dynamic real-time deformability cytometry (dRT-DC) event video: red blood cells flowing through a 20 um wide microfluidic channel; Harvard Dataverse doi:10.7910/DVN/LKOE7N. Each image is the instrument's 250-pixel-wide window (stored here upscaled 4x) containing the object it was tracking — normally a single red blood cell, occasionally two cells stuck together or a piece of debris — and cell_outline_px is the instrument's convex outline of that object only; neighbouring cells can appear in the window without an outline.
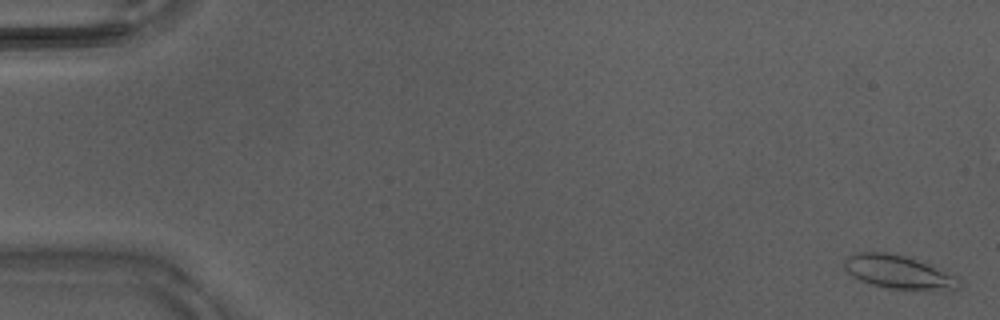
{"species": "Egyptian fruit bat (a non-hibernating species)", "species_latin": "Rousettus aegyptiacus", "temperature_condition": "warm", "stored_images_in_passage": 46, "camera_frame_rate_fps": 3000, "um_per_image_px": 0.085, "animal": {"sex": "male"}, "frame": {"image": 1, "passage_image": 1, "time_ms": 0.0, "image_size_px": [1000, 320], "cell_outline_px": [[960, 288], [932, 292], [912, 292], [888, 288], [872, 284], [860, 280], [852, 276], [844, 268], [844, 260], [848, 256], [860, 252], [892, 252], [916, 260], [952, 276], [960, 280]], "centroid_in_image_um": [76.36, 23.18], "position_along_channel_um": 8.6, "area_um2": 22.54}}
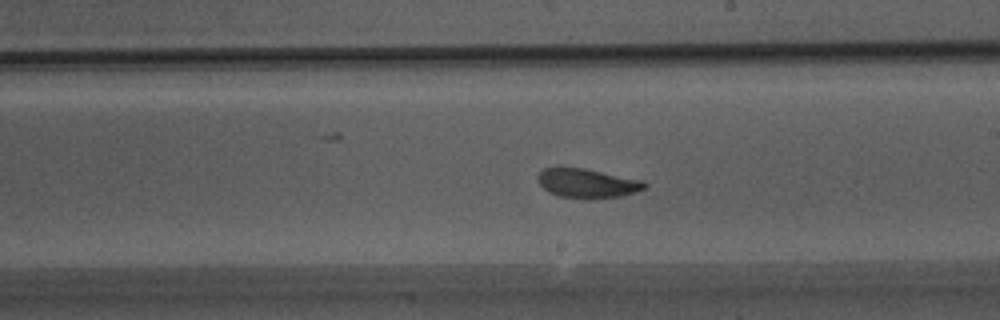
{"frame": {"image": 2, "passage_image": 27, "time_ms": 8.667, "image_size_px": [1000, 320], "cell_outline_px": [[648, 184], [644, 188], [636, 192], [620, 196], [588, 200], [560, 196], [548, 192], [540, 184], [536, 176], [544, 168], [584, 168], [644, 180]], "centroid_in_image_um": [49.94, 15.59], "position_along_channel_um": 239.1, "area_um2": 18.32}}
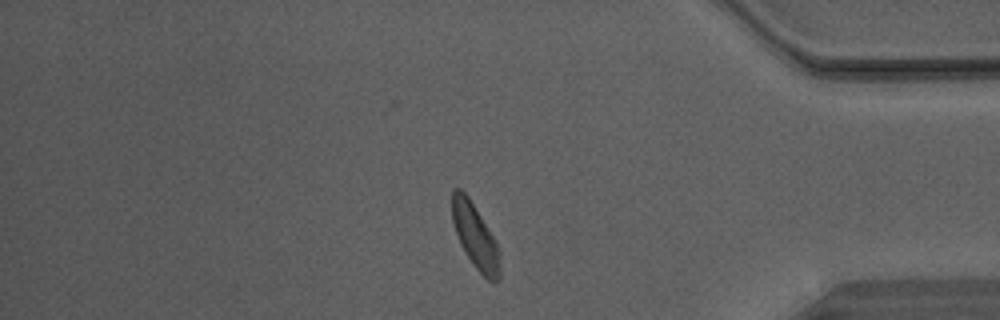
{"frame": {"image": 3, "passage_image": 39, "time_ms": 12.667, "image_size_px": [1000, 320], "cell_outline_px": [[500, 276], [496, 280], [488, 280], [472, 264], [460, 244], [452, 220], [452, 192], [456, 188], [460, 188], [468, 196], [492, 236], [496, 244], [500, 264]], "centroid_in_image_um": [40.36, 20.08], "position_along_channel_um": 394.8, "area_um2": 17.34}}